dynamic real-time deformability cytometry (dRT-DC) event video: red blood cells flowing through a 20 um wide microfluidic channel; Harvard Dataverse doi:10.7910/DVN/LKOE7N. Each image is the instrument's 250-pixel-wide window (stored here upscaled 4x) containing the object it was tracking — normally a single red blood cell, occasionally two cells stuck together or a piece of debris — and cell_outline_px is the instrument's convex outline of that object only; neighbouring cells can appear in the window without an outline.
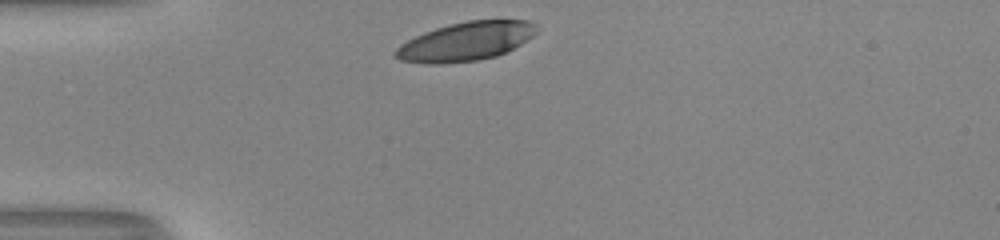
{"species": "human", "species_latin": "Homo sapiens", "temperature_condition": "room temperature", "stored_images_in_passage": 29, "camera_frame_rate_fps": 3000, "um_per_image_px": 0.085, "donor": {"sex": "male"}, "frame": {"image": 1, "passage_image": 1, "time_ms": 0.0, "image_size_px": [1000, 240], "cell_outline_px": [[536, 32], [532, 36], [520, 44], [496, 56], [476, 60], [440, 64], [424, 64], [400, 60], [392, 52], [400, 44], [424, 32], [448, 24], [468, 20], [528, 20], [536, 24]], "centroid_in_image_um": [39.55, 3.52], "position_along_channel_um": 45.4, "area_um2": 31.67}}
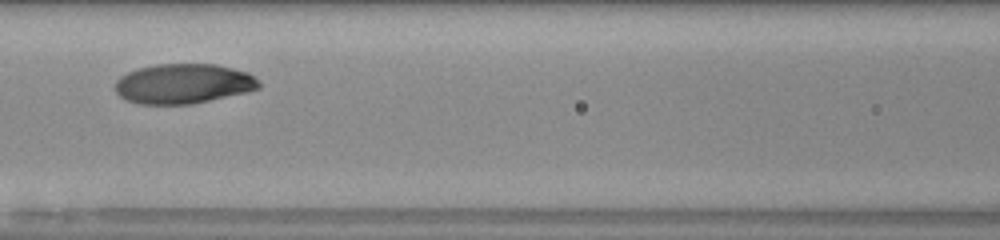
{"frame": {"image": 2, "passage_image": 11, "time_ms": 3.333, "image_size_px": [1000, 240], "cell_outline_px": [[260, 88], [244, 92], [192, 104], [140, 104], [128, 100], [120, 96], [116, 92], [116, 80], [120, 76], [128, 72], [140, 68], [156, 64], [216, 64], [248, 72], [260, 84]], "centroid_in_image_um": [15.56, 7.11], "position_along_channel_um": 151.0, "area_um2": 33.06}}
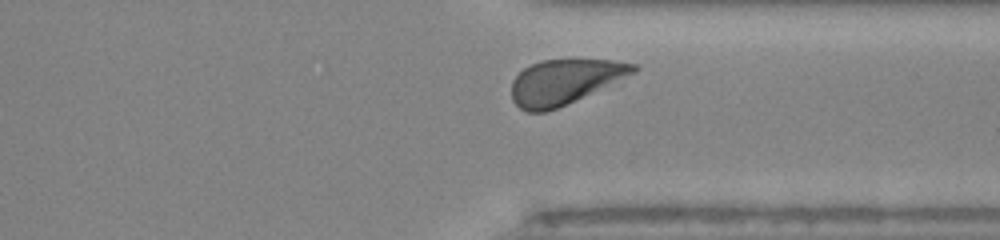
{"frame": {"image": 3, "passage_image": 27, "time_ms": 8.667, "image_size_px": [1000, 240], "cell_outline_px": [[640, 68], [636, 72], [556, 108], [544, 112], [528, 112], [520, 108], [512, 100], [512, 80], [524, 68], [540, 60], [612, 60], [636, 64]], "centroid_in_image_um": [47.96, 6.94], "position_along_channel_um": 363.4, "area_um2": 31.21}, "authors_computed_cell_mechanics": {"area_um2": 33.5818, "velocity_mm_per_s": 3.9762, "shape_relaxation_time_tau1_ms": 1.8747, "shape_relaxation_time_tau2_ms": null, "deformation_change_tau1": 0.1298, "deformation_change_tau2": null}}